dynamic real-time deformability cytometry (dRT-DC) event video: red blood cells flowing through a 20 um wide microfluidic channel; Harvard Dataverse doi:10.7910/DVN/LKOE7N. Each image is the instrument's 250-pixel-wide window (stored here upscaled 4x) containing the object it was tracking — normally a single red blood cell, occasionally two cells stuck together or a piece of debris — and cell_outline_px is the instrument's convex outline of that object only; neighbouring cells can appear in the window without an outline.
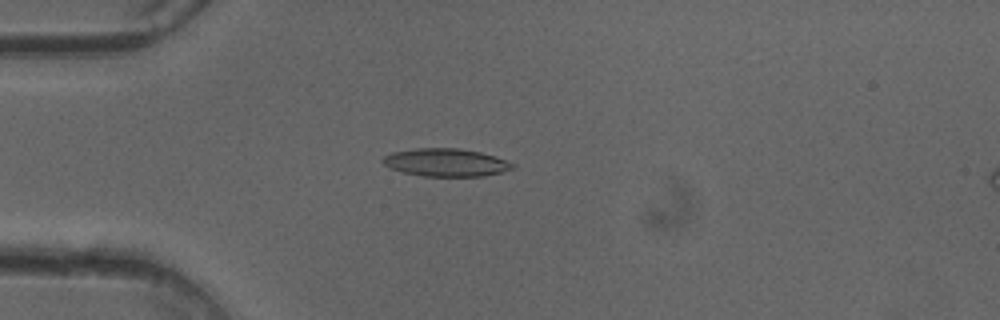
{"species": "common noctule bat (a hibernating species)", "species_latin": "Nyctalus noctula", "temperature_condition": "cold", "stored_images_in_passage": 22, "camera_frame_rate_fps": 3000, "um_per_image_px": 0.085, "animal": {"sex": "female"}, "frame": {"image": 1, "passage_image": 4, "time_ms": 1.0, "image_size_px": [1000, 320], "cell_outline_px": [[516, 168], [484, 176], [424, 176], [404, 172], [388, 168], [380, 160], [384, 156], [392, 152], [416, 148], [460, 148], [480, 152], [496, 156], [516, 164]], "centroid_in_image_um": [37.91, 13.8], "position_along_channel_um": 47.1, "area_um2": 21.21}}
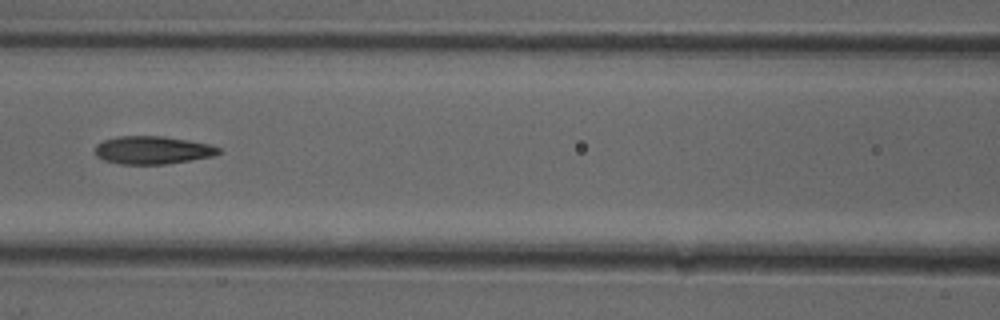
{"frame": {"image": 2, "passage_image": 13, "time_ms": 4.0, "image_size_px": [1000, 320], "cell_outline_px": [[224, 152], [212, 156], [168, 164], [120, 164], [104, 160], [96, 156], [96, 144], [104, 140], [120, 136], [164, 136], [188, 140], [208, 144], [220, 148]], "centroid_in_image_um": [12.98, 12.76], "position_along_channel_um": 153.6, "area_um2": 20.11}}
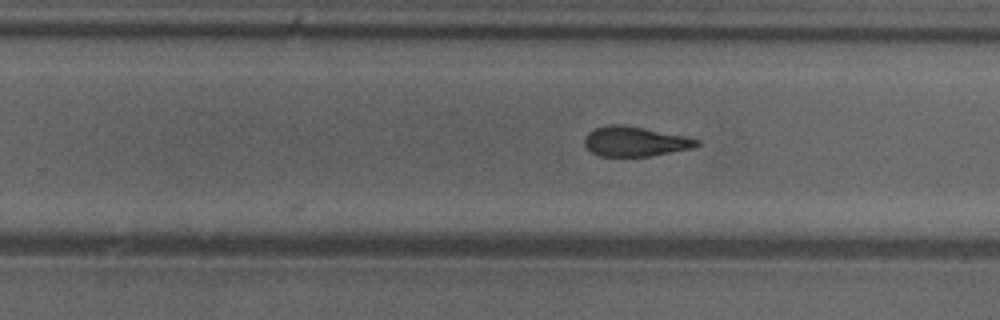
{"frame": {"image": 3, "passage_image": 22, "time_ms": 7.0, "image_size_px": [1000, 320], "cell_outline_px": [[700, 144], [692, 148], [652, 156], [600, 156], [592, 152], [584, 144], [584, 136], [588, 132], [596, 128], [612, 124], [624, 124], [684, 136], [700, 140]], "centroid_in_image_um": [53.96, 12.02], "position_along_channel_um": 275.8, "area_um2": 19.42}}